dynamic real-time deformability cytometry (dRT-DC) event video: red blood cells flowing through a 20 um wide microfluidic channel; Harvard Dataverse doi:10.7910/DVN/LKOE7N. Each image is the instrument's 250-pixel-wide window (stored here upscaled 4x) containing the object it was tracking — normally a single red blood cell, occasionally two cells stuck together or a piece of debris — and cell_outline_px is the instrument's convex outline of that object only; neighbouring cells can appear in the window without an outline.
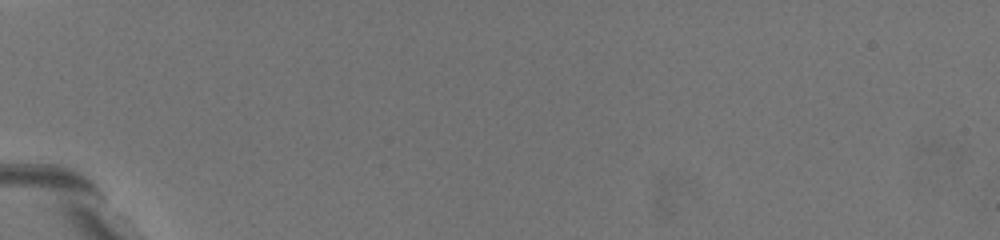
{"species": "common noctule bat (a hibernating species)", "species_latin": "Nyctalus noctula", "temperature_condition": "warm", "stored_images_in_passage": 2, "camera_frame_rate_fps": 3000, "um_per_image_px": 0.085, "animal": {"sex": "female", "body_mass_g": 19.5, "forearm_length_mm": 54.1}, "frame": {"image": 1, "passage_image": 1, "time_ms": 0.0, "image_size_px": [1000, 240], "cell_outline_px": [[172, 212], [112, 168], [112, 144], [124, 144], [140, 156], [144, 160], [160, 180], [172, 204]], "centroid_in_image_um": [11.82, 14.75], "position_along_channel_um": 73.2, "area_um2": 11.68}}